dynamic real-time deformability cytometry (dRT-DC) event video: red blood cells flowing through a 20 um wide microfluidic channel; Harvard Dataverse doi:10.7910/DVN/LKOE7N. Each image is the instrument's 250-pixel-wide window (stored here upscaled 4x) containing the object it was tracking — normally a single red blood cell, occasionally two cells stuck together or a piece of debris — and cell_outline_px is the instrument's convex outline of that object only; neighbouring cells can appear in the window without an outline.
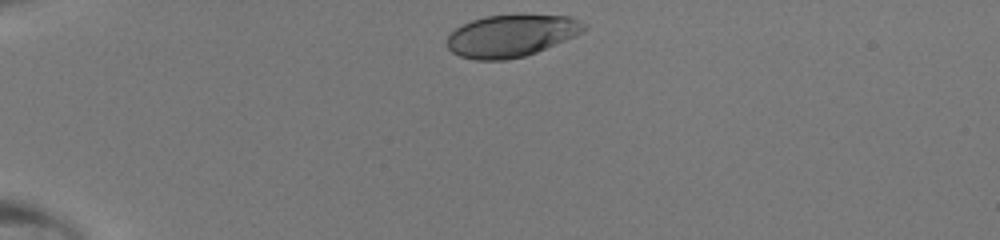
{"species": "human", "species_latin": "Homo sapiens", "temperature_condition": "room temperature", "stored_images_in_passage": 30, "camera_frame_rate_fps": 3000, "um_per_image_px": 0.085, "donor": {"sex": "male"}, "frame": {"image": 1, "passage_image": 1, "time_ms": 0.0, "image_size_px": [1000, 240], "cell_outline_px": [[588, 28], [564, 40], [536, 52], [524, 56], [504, 60], [476, 60], [460, 56], [452, 52], [444, 44], [448, 36], [456, 28], [472, 20], [488, 16], [520, 12], [524, 12], [568, 16], [588, 24]], "centroid_in_image_um": [43.45, 2.99], "position_along_channel_um": 41.5, "area_um2": 34.22}}
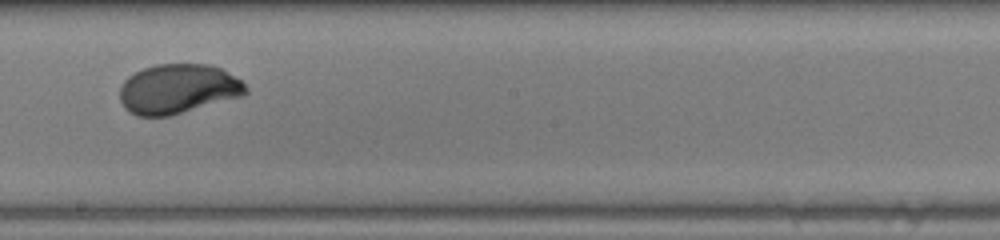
{"frame": {"image": 2, "passage_image": 18, "time_ms": 5.667, "image_size_px": [1000, 240], "cell_outline_px": [[248, 92], [244, 96], [168, 116], [136, 116], [128, 112], [124, 108], [120, 100], [120, 88], [124, 80], [128, 76], [144, 68], [156, 64], [208, 64], [220, 68], [240, 80], [248, 88]], "centroid_in_image_um": [15.12, 7.57], "position_along_channel_um": 233.1, "area_um2": 36.47}}
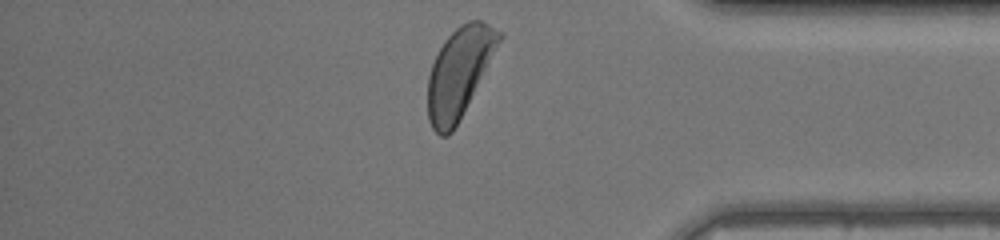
{"frame": {"image": 3, "passage_image": 30, "time_ms": 9.667, "image_size_px": [1000, 240], "cell_outline_px": [[504, 36], [452, 132], [448, 136], [440, 136], [432, 128], [428, 120], [428, 76], [432, 64], [444, 40], [460, 24], [468, 20], [484, 20], [504, 32]], "centroid_in_image_um": [39.05, 6.1], "position_along_channel_um": 396.1, "area_um2": 36.93}}